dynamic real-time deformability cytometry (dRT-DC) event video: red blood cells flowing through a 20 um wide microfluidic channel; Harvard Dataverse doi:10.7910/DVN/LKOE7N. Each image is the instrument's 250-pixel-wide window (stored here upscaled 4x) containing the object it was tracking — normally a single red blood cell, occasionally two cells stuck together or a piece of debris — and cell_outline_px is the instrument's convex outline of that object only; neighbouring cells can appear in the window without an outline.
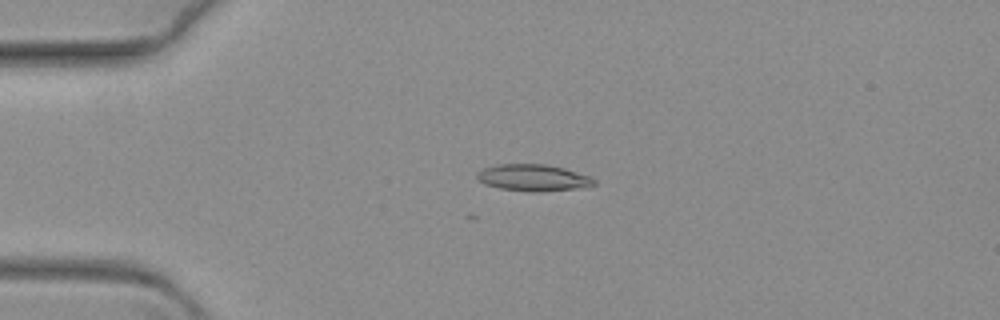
{"species": "common noctule bat (a hibernating species)", "species_latin": "Nyctalus noctula", "temperature_condition": "warm", "stored_images_in_passage": 7, "camera_frame_rate_fps": 3000, "um_per_image_px": 0.085, "animal": {"sex": "female", "body_mass_g": 19.3, "forearm_length_mm": 54.1}, "frame": {"image": 1, "passage_image": 1, "time_ms": 0.0, "image_size_px": [1000, 320], "cell_outline_px": [[596, 184], [588, 188], [540, 192], [532, 192], [500, 188], [484, 184], [476, 176], [476, 172], [484, 168], [496, 164], [548, 164], [564, 168], [588, 176], [596, 180]], "centroid_in_image_um": [45.36, 15.11], "position_along_channel_um": 39.6, "area_um2": 18.44}}